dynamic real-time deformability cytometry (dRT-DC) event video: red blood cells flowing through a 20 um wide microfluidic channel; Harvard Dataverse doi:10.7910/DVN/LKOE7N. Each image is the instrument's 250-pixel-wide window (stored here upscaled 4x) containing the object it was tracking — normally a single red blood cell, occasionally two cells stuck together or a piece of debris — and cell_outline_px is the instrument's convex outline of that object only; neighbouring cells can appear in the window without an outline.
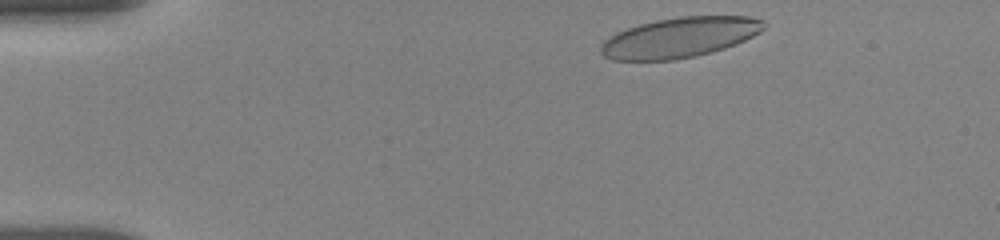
{"species": "human", "species_latin": "Homo sapiens", "temperature_condition": "room temperature", "stored_images_in_passage": 18, "camera_frame_rate_fps": 3000, "um_per_image_px": 0.085, "donor": {"sex": "female"}, "frame": {"image": 1, "passage_image": 1, "time_ms": 0.0, "image_size_px": [1000, 240], "cell_outline_px": [[768, 24], [760, 32], [736, 44], [712, 52], [696, 56], [672, 60], [612, 60], [604, 56], [600, 52], [600, 44], [604, 40], [616, 32], [640, 24], [656, 20], [680, 16], [748, 16], [764, 20]], "centroid_in_image_um": [57.78, 3.18], "position_along_channel_um": 27.2, "area_um2": 38.32}}
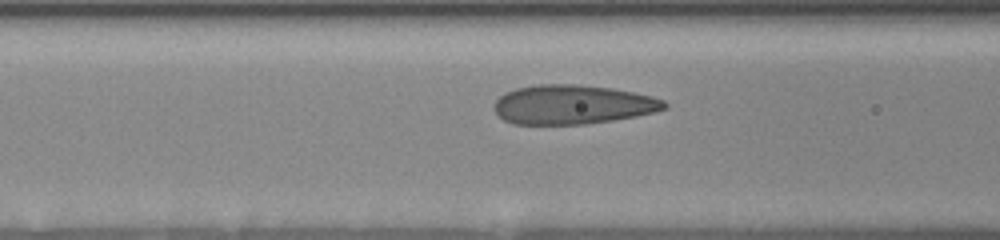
{"frame": {"image": 2, "passage_image": 10, "time_ms": 4.333, "image_size_px": [1000, 240], "cell_outline_px": [[668, 108], [656, 112], [636, 116], [612, 120], [584, 124], [512, 124], [504, 120], [492, 108], [496, 100], [504, 92], [516, 88], [536, 84], [576, 84], [612, 88], [652, 96], [664, 100], [668, 104]], "centroid_in_image_um": [48.67, 8.88], "position_along_channel_um": 117.9, "area_um2": 39.13}}
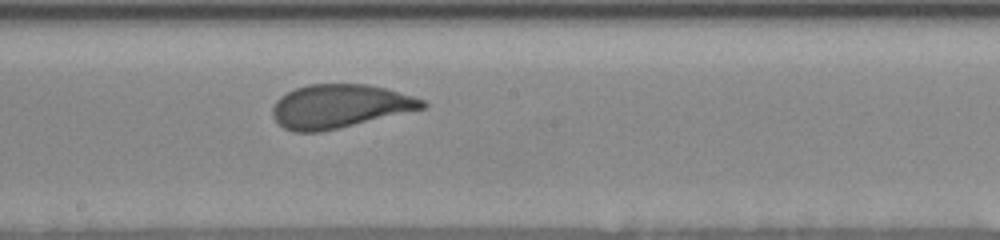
{"frame": {"image": 3, "passage_image": 18, "time_ms": 7.0, "image_size_px": [1000, 240], "cell_outline_px": [[428, 104], [424, 108], [320, 132], [292, 132], [284, 128], [272, 116], [272, 108], [276, 100], [280, 96], [296, 88], [308, 84], [368, 84], [384, 88], [412, 96], [424, 100]], "centroid_in_image_um": [28.82, 9.03], "position_along_channel_um": 219.4, "area_um2": 37.69}}